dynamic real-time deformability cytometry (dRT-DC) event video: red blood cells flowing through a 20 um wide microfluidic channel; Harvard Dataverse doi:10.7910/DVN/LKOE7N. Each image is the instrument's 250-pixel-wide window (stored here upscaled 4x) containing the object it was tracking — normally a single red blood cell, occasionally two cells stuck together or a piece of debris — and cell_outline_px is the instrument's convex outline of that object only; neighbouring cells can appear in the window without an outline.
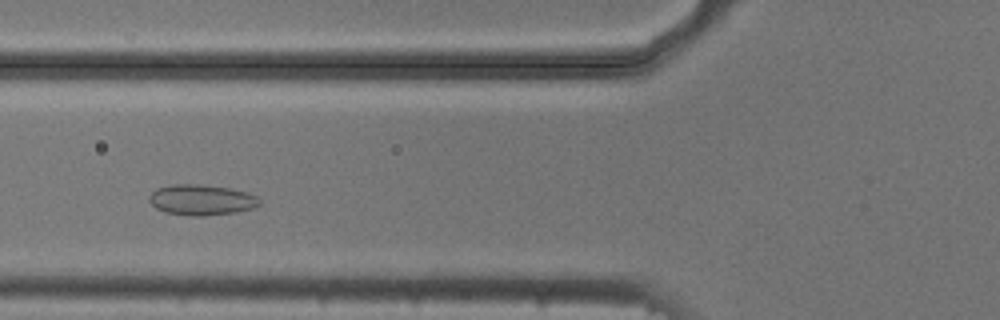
{"species": "common noctule bat (a hibernating species)", "species_latin": "Nyctalus noctula", "temperature_condition": "cold", "stored_images_in_passage": 46, "camera_frame_rate_fps": 3000, "um_per_image_px": 0.085, "animal": {"sex": "male", "body_mass_g": 20.5, "forearm_length_mm": 52.5}, "frame": {"image": 1, "passage_image": 12, "time_ms": 3.667, "image_size_px": [1000, 320], "cell_outline_px": [[260, 204], [252, 208], [236, 212], [204, 216], [192, 216], [164, 212], [156, 208], [148, 200], [148, 196], [156, 188], [172, 184], [200, 184], [228, 188], [248, 192], [260, 196]], "centroid_in_image_um": [17.13, 16.98], "position_along_channel_um": 108.7, "area_um2": 19.88}}
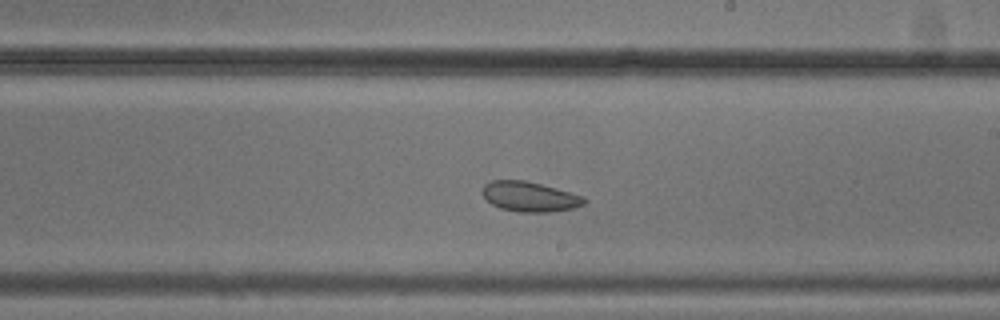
{"frame": {"image": 2, "passage_image": 23, "time_ms": 7.333, "image_size_px": [1000, 320], "cell_outline_px": [[588, 200], [584, 204], [572, 208], [552, 212], [520, 212], [500, 208], [492, 204], [484, 196], [484, 184], [492, 180], [524, 180], [556, 188], [584, 196]], "centroid_in_image_um": [45.06, 16.72], "position_along_channel_um": 243.9, "area_um2": 17.63}}
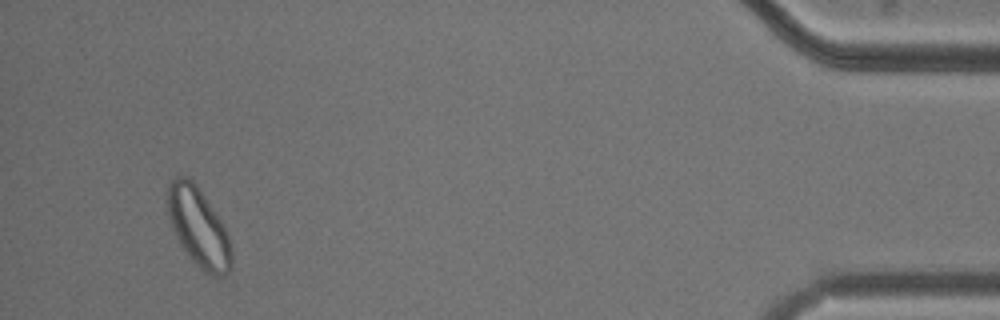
{"frame": {"image": 3, "passage_image": 43, "time_ms": 14.0, "image_size_px": [1000, 320], "cell_outline_px": [[232, 264], [228, 272], [224, 276], [212, 276], [204, 272], [188, 256], [180, 244], [172, 228], [168, 216], [168, 180], [176, 176], [188, 176], [196, 184], [228, 232], [232, 252]], "centroid_in_image_um": [16.87, 19.32], "position_along_channel_um": 418.3, "area_um2": 29.42}, "authors_computed_cell_mechanics": {"area_um2": 20.4612, "velocity_mm_per_s": 3.6869, "shape_relaxation_time_tau1_ms": null, "shape_relaxation_time_tau2_ms": 4.7294, "deformation_change_tau1": null, "deformation_change_tau2": 0.0764}}